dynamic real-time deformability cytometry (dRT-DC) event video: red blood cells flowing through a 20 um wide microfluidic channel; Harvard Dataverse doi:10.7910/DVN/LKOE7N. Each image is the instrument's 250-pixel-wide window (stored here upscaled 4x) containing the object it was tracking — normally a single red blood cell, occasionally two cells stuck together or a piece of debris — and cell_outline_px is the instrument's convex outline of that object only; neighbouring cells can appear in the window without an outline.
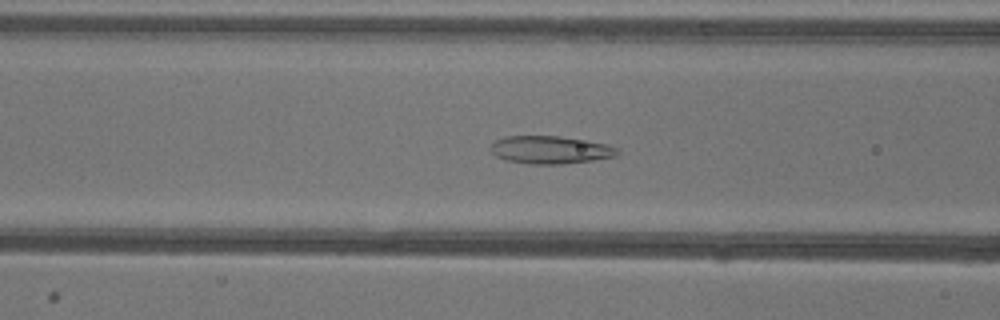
{"species": "common noctule bat (a hibernating species)", "species_latin": "Nyctalus noctula", "temperature_condition": "warm", "stored_images_in_passage": 52, "camera_frame_rate_fps": 3000, "um_per_image_px": 0.085, "animal": {"sex": "female"}, "frame": {"image": 1, "passage_image": 20, "time_ms": 6.333, "image_size_px": [1000, 320], "cell_outline_px": [[620, 152], [616, 156], [592, 160], [564, 164], [532, 164], [508, 160], [496, 156], [488, 148], [496, 140], [504, 136], [560, 136], [608, 144], [620, 148]], "centroid_in_image_um": [46.8, 12.73], "position_along_channel_um": 119.8, "area_um2": 20.58}}
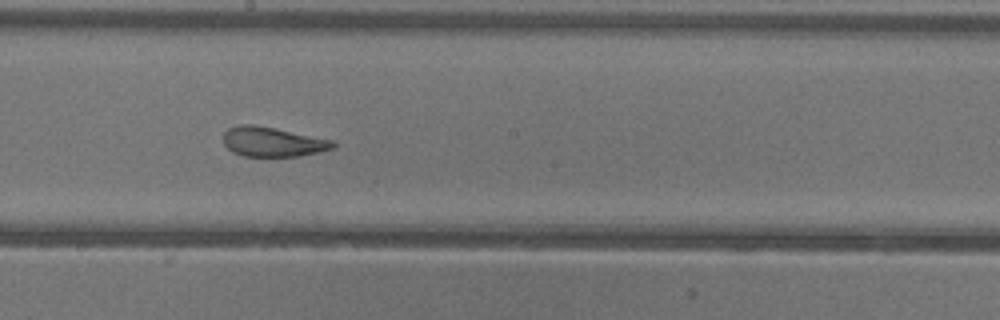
{"frame": {"image": 2, "passage_image": 28, "time_ms": 9.0, "image_size_px": [1000, 320], "cell_outline_px": [[336, 144], [332, 148], [300, 156], [244, 156], [232, 152], [224, 144], [224, 132], [228, 128], [240, 124], [252, 124], [336, 140]], "centroid_in_image_um": [23.17, 12.05], "position_along_channel_um": 225.0, "area_um2": 18.84}}
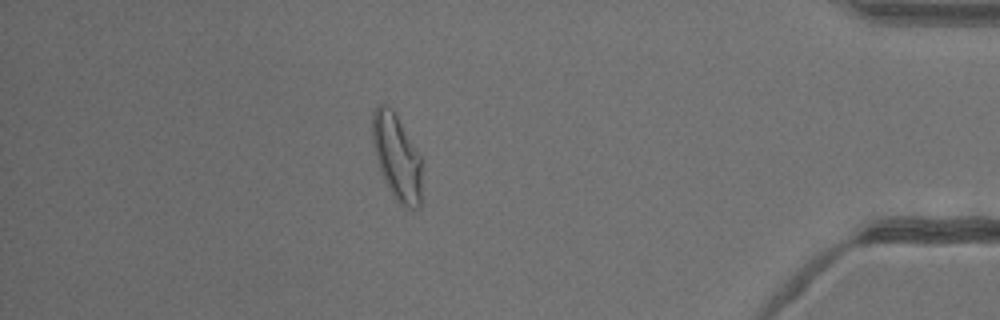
{"frame": {"image": 3, "passage_image": 45, "time_ms": 14.667, "image_size_px": [1000, 320], "cell_outline_px": [[420, 204], [416, 208], [404, 208], [396, 200], [384, 180], [372, 144], [372, 112], [376, 104], [388, 104], [396, 112], [420, 156]], "centroid_in_image_um": [33.69, 13.28], "position_along_channel_um": 401.5, "area_um2": 24.68}, "authors_computed_cell_mechanics": {"area_um2": 22.7154, "velocity_mm_per_s": 3.9462, "shape_relaxation_time_tau1_ms": 8.8147, "shape_relaxation_time_tau2_ms": 1.3861, "deformation_change_tau1": 0.2383, "deformation_change_tau2": 0.0831}}